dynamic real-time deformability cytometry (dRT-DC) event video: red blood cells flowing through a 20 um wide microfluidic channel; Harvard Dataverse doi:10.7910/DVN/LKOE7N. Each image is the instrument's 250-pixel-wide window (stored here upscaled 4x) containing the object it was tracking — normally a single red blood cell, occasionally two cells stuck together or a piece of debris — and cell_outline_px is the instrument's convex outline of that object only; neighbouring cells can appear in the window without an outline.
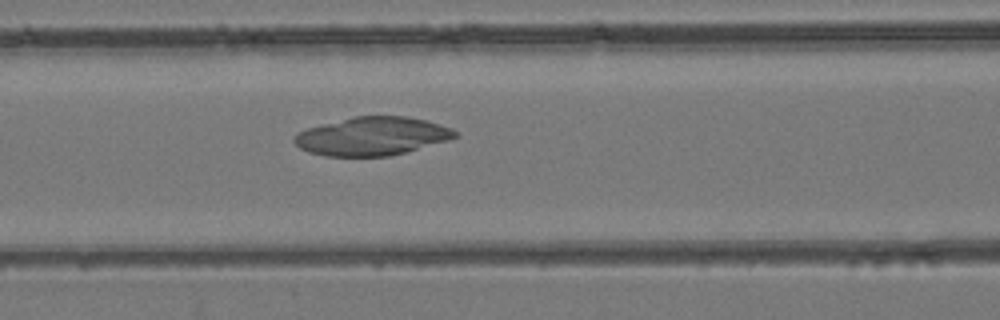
{"species": "common noctule bat (a hibernating species)", "species_latin": "Nyctalus noctula", "temperature_condition": "room temperature", "stored_images_in_passage": 40, "camera_frame_rate_fps": 3000, "um_per_image_px": 0.085, "animal": {"sex": "female", "body_mass_g": 24.6, "forearm_length_mm": 56.2}, "frame": {"image": 1, "passage_image": 22, "time_ms": 7.0, "image_size_px": [1000, 320], "cell_outline_px": [[460, 136], [448, 140], [404, 152], [388, 156], [324, 156], [308, 152], [300, 148], [292, 140], [292, 136], [296, 132], [308, 128], [352, 116], [408, 116], [440, 124], [452, 128]], "centroid_in_image_um": [31.59, 11.57], "position_along_channel_um": 135.0, "area_um2": 35.95}}
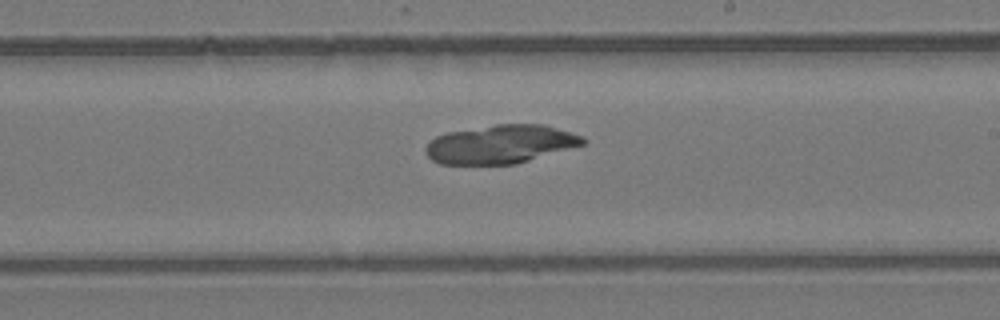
{"frame": {"image": 2, "passage_image": 30, "time_ms": 9.667, "image_size_px": [1000, 320], "cell_outline_px": [[588, 140], [584, 144], [516, 164], [440, 164], [432, 160], [428, 156], [424, 148], [436, 136], [448, 132], [496, 124], [544, 124], [584, 136]], "centroid_in_image_um": [42.57, 12.25], "position_along_channel_um": 246.4, "area_um2": 35.26}}
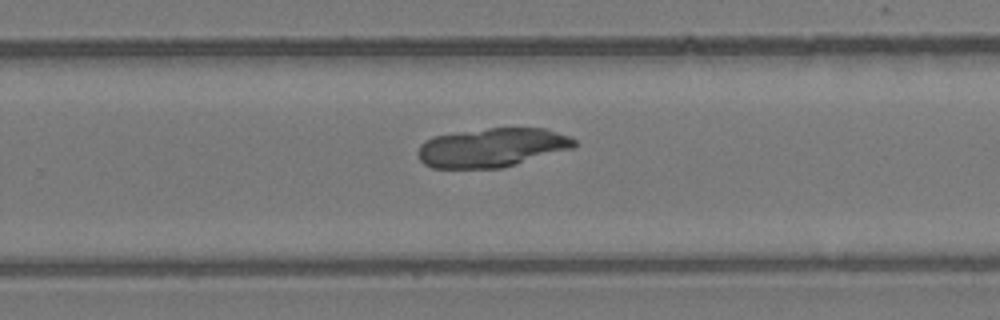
{"frame": {"image": 3, "passage_image": 33, "time_ms": 10.667, "image_size_px": [1000, 320], "cell_outline_px": [[576, 148], [516, 164], [500, 168], [432, 168], [424, 164], [420, 160], [416, 152], [420, 144], [424, 140], [432, 136], [488, 128], [548, 128], [568, 136], [576, 140]], "centroid_in_image_um": [41.82, 12.54], "position_along_channel_um": 288.0, "area_um2": 35.84}}